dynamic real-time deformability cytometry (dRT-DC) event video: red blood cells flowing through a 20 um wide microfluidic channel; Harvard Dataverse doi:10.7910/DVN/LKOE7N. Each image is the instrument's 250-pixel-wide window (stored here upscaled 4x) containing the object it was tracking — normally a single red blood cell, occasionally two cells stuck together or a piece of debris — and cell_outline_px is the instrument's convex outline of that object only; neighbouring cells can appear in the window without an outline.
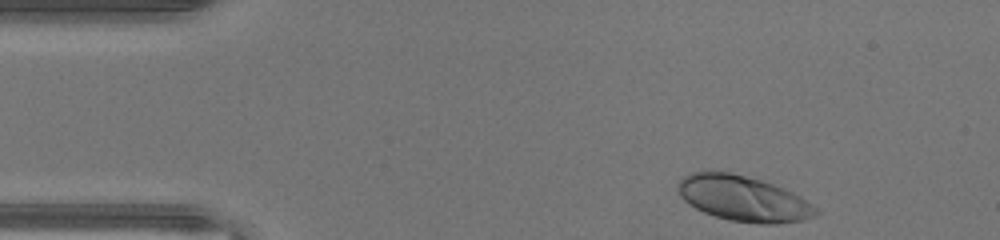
{"species": "human", "species_latin": "Homo sapiens", "temperature_condition": "warm", "stored_images_in_passage": 35, "camera_frame_rate_fps": 3000, "um_per_image_px": 0.085, "donor": {"sex": "male"}, "frame": {"image": 1, "passage_image": 1, "time_ms": 0.0, "image_size_px": [1000, 240], "cell_outline_px": [[820, 212], [816, 216], [804, 220], [776, 224], [760, 224], [732, 220], [716, 216], [704, 212], [688, 204], [680, 196], [676, 188], [676, 184], [684, 176], [692, 172], [728, 172], [760, 180], [772, 184], [792, 192], [800, 196], [812, 204]], "centroid_in_image_um": [63.18, 16.89], "position_along_channel_um": 21.8, "area_um2": 36.3}}
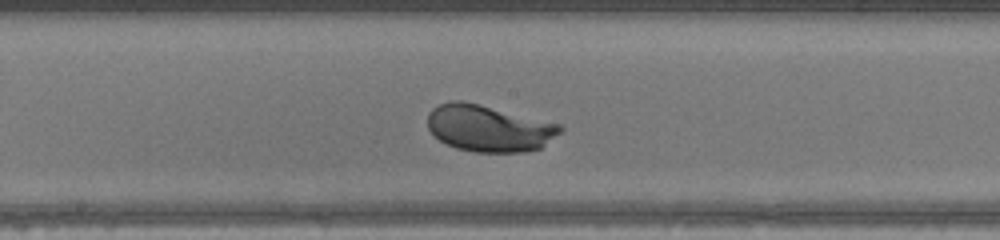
{"frame": {"image": 2, "passage_image": 19, "time_ms": 6.0, "image_size_px": [1000, 240], "cell_outline_px": [[564, 128], [560, 132], [540, 148], [524, 152], [476, 152], [456, 148], [440, 140], [428, 128], [428, 112], [432, 108], [440, 104], [452, 100], [464, 100], [560, 124]], "centroid_in_image_um": [41.54, 10.89], "position_along_channel_um": 206.7, "area_um2": 35.84}}
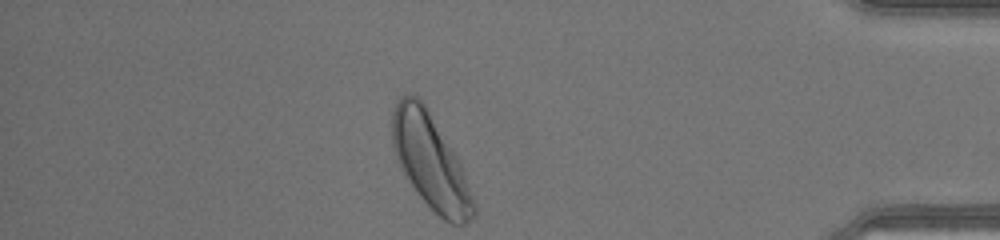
{"frame": {"image": 3, "passage_image": 35, "time_ms": 11.333, "image_size_px": [1000, 240], "cell_outline_px": [[476, 212], [472, 220], [464, 224], [452, 224], [444, 220], [420, 196], [408, 180], [400, 164], [392, 144], [392, 112], [400, 96], [416, 96], [428, 108], [456, 156], [460, 164], [476, 204]], "centroid_in_image_um": [36.61, 13.75], "position_along_channel_um": 398.6, "area_um2": 43.99}, "authors_computed_cell_mechanics": {"area_um2": 35.836, "velocity_mm_per_s": 4.4069, "shape_relaxation_time_tau1_ms": 1.6849, "shape_relaxation_time_tau2_ms": null, "deformation_change_tau1": 0.1584, "deformation_change_tau2": null}}